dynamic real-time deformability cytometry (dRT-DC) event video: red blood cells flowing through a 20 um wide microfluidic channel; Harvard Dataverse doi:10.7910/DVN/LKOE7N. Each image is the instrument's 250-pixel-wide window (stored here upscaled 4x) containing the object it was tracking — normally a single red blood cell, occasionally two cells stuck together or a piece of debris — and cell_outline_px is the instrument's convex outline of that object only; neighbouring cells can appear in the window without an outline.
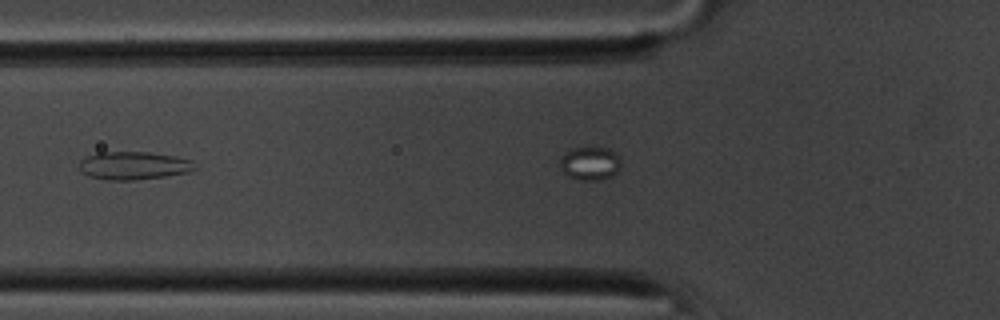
{"species": "common noctule bat (a hibernating species)", "species_latin": "Nyctalus noctula", "temperature_condition": "room temperature", "stored_images_in_passage": 9, "camera_frame_rate_fps": 3000, "um_per_image_px": 0.085, "animal": {"sex": "male", "body_mass_g": 20.1, "forearm_length_mm": 53.5}, "frame": {"image": 1, "passage_image": 3, "time_ms": 0.667, "image_size_px": [1000, 320], "cell_outline_px": [[196, 168], [188, 172], [164, 176], [132, 180], [108, 180], [88, 176], [80, 172], [76, 164], [84, 156], [96, 152], [148, 152], [176, 156], [192, 160]], "centroid_in_image_um": [11.27, 14.06], "position_along_channel_um": 114.5, "area_um2": 19.13}}
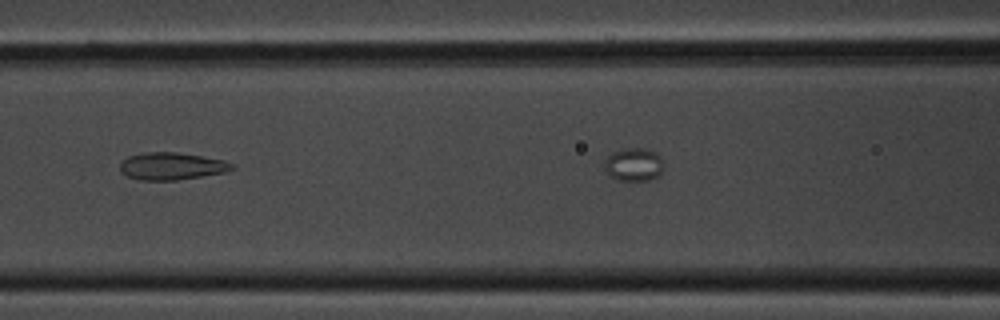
{"frame": {"image": 2, "passage_image": 6, "time_ms": 1.667, "image_size_px": [1000, 320], "cell_outline_px": [[236, 168], [224, 172], [176, 180], [140, 180], [128, 176], [120, 172], [120, 164], [128, 156], [148, 152], [176, 152], [224, 160], [236, 164]], "centroid_in_image_um": [14.6, 14.12], "position_along_channel_um": 152.0, "area_um2": 17.69}}